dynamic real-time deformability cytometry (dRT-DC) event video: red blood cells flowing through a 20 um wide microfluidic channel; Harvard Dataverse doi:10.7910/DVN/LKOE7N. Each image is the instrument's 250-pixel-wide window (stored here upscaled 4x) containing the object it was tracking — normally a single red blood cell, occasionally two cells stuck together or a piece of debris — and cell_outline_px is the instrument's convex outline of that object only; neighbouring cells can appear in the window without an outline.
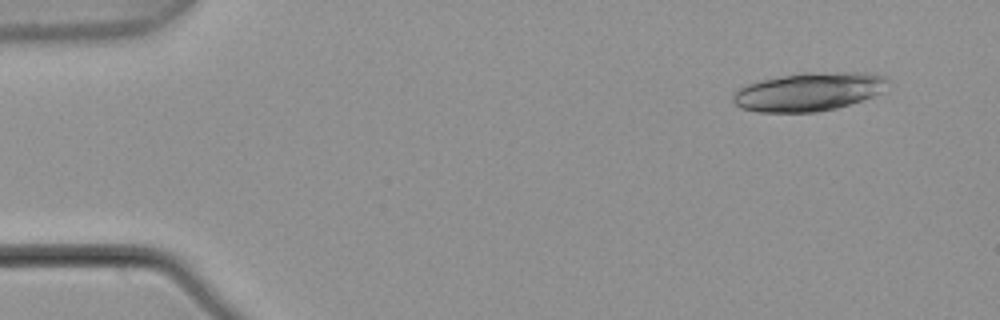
{"species": "common noctule bat (a hibernating species)", "species_latin": "Nyctalus noctula", "temperature_condition": "warm", "stored_images_in_passage": 4, "camera_frame_rate_fps": 3000, "um_per_image_px": 0.085, "animal": {"sex": "male", "body_mass_g": 21.5, "forearm_length_mm": 52.0}, "frame": {"image": 1, "passage_image": 1, "time_ms": 0.0, "image_size_px": [1000, 320], "cell_outline_px": [[888, 80], [880, 92], [864, 100], [836, 108], [816, 112], [756, 112], [740, 108], [732, 100], [732, 96], [740, 88], [748, 84], [760, 80], [804, 72], [864, 72], [888, 76]], "centroid_in_image_um": [68.74, 7.79], "position_along_channel_um": 16.3, "area_um2": 34.68}}